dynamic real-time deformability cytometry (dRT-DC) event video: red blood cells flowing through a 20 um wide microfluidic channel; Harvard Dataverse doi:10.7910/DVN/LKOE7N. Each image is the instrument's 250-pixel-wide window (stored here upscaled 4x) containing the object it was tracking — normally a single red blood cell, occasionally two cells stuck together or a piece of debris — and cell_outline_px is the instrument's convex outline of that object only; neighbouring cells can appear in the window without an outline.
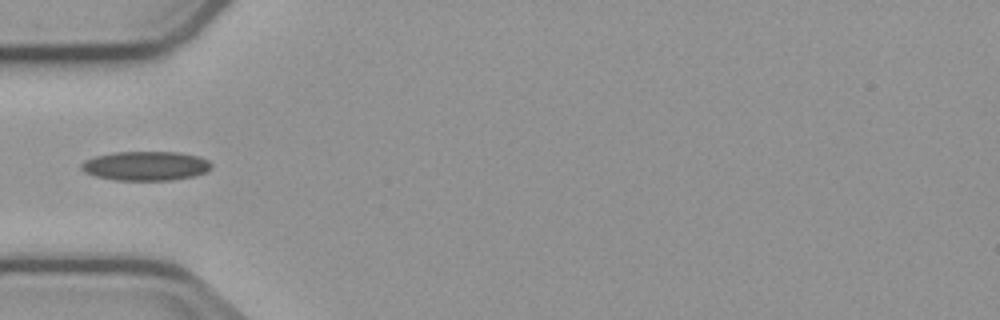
{"species": "common noctule bat (a hibernating species)", "species_latin": "Nyctalus noctula", "temperature_condition": "cold", "stored_images_in_passage": 5, "camera_frame_rate_fps": 3000, "um_per_image_px": 0.085, "animal": {"sex": "male", "body_mass_g": 23.1, "forearm_length_mm": 52.7}, "frame": {"image": 1, "passage_image": 5, "time_ms": 5.667, "image_size_px": [1000, 320], "cell_outline_px": [[212, 168], [208, 172], [196, 176], [172, 180], [116, 180], [96, 176], [84, 172], [80, 168], [80, 164], [84, 160], [96, 156], [112, 152], [180, 152], [200, 156], [208, 160], [212, 164]], "centroid_in_image_um": [12.42, 14.1], "position_along_channel_um": 72.6, "area_um2": 22.48}}